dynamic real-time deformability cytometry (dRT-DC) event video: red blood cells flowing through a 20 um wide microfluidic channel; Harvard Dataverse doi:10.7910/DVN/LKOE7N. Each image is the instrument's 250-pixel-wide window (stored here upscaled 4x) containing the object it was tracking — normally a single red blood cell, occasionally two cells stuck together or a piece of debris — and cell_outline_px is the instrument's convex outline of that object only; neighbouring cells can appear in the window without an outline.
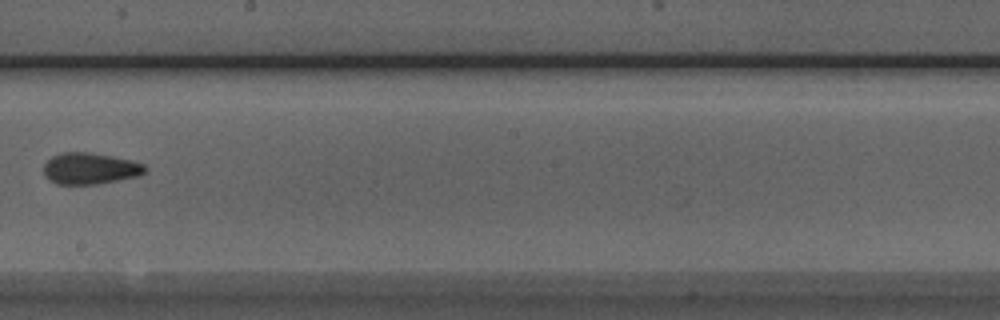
{"species": "Egyptian fruit bat (a non-hibernating species)", "species_latin": "Rousettus aegyptiacus", "temperature_condition": "room temperature", "stored_images_in_passage": 9, "camera_frame_rate_fps": 3000, "um_per_image_px": 0.085, "animal": {"sex": "male"}, "frame": {"image": 1, "passage_image": 9, "time_ms": 9.0, "image_size_px": [1000, 320], "cell_outline_px": [[148, 168], [140, 176], [96, 184], [56, 184], [48, 180], [44, 176], [44, 164], [52, 156], [60, 152], [92, 152], [132, 160], [144, 164]], "centroid_in_image_um": [7.65, 14.32], "position_along_channel_um": 240.6, "area_um2": 18.79}}